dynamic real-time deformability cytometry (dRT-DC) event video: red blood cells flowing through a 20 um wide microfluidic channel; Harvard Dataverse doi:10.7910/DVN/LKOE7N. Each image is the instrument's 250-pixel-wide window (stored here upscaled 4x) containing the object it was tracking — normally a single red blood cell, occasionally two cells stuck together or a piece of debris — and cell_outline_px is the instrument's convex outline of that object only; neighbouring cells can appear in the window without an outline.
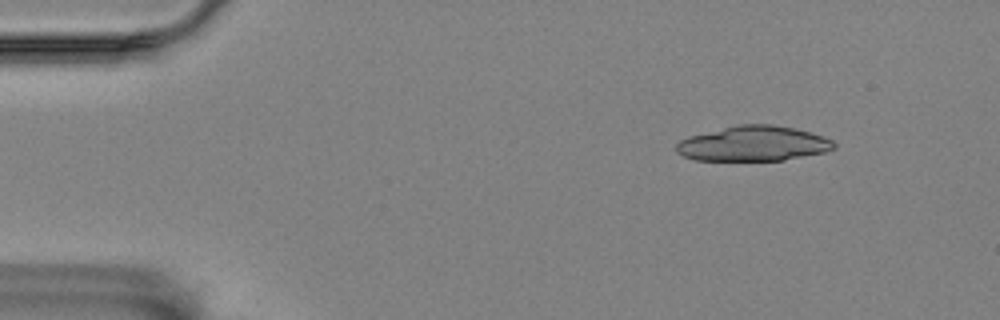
{"species": "Egyptian fruit bat (a non-hibernating species)", "species_latin": "Rousettus aegyptiacus", "temperature_condition": "room temperature", "stored_images_in_passage": 5, "camera_frame_rate_fps": 3000, "um_per_image_px": 0.085, "animal": {"sex": "female"}, "frame": {"image": 1, "passage_image": 1, "time_ms": 0.0, "image_size_px": [1000, 320], "cell_outline_px": [[836, 148], [824, 152], [784, 160], [696, 160], [684, 156], [676, 152], [676, 144], [680, 140], [688, 136], [736, 124], [772, 124], [796, 128], [832, 140], [836, 144]], "centroid_in_image_um": [64.01, 12.2], "position_along_channel_um": 21.0, "area_um2": 32.19}}